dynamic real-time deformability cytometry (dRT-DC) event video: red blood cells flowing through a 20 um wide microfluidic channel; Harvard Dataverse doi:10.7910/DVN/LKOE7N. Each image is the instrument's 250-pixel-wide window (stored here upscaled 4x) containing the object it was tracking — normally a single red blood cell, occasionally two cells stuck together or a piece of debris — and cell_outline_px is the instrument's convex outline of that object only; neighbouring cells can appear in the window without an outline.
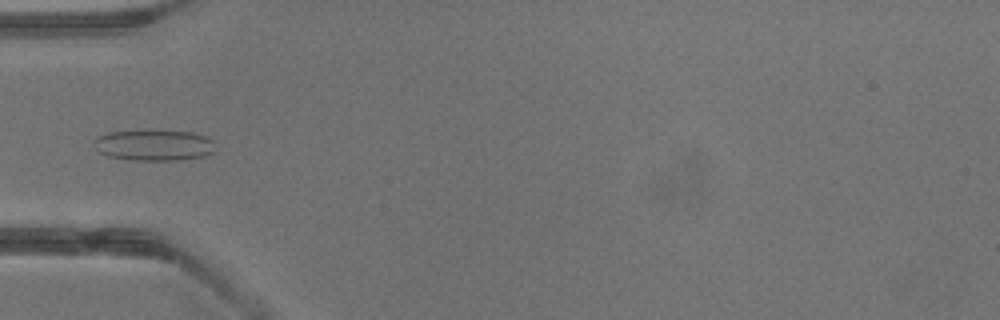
{"species": "common noctule bat (a hibernating species)", "species_latin": "Nyctalus noctula", "temperature_condition": "warm", "stored_images_in_passage": 25, "camera_frame_rate_fps": 3000, "um_per_image_px": 0.085, "animal": {"sex": "male", "body_mass_g": 13.3}, "frame": {"image": 1, "passage_image": 7, "time_ms": 2.0, "image_size_px": [1000, 320], "cell_outline_px": [[212, 152], [204, 156], [180, 160], [132, 160], [108, 156], [100, 152], [92, 144], [92, 140], [108, 132], [152, 128], [196, 132], [208, 136], [212, 140]], "centroid_in_image_um": [13.07, 12.29], "position_along_channel_um": 71.9, "area_um2": 22.66}}
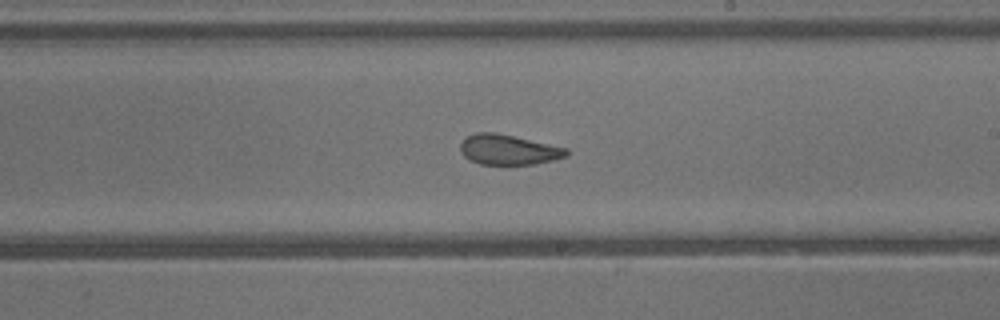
{"frame": {"image": 2, "passage_image": 17, "time_ms": 5.333, "image_size_px": [1000, 320], "cell_outline_px": [[568, 156], [536, 164], [480, 164], [468, 160], [460, 152], [460, 144], [464, 136], [476, 132], [496, 132], [568, 148]], "centroid_in_image_um": [43.18, 12.71], "position_along_channel_um": 245.8, "area_um2": 18.84}}
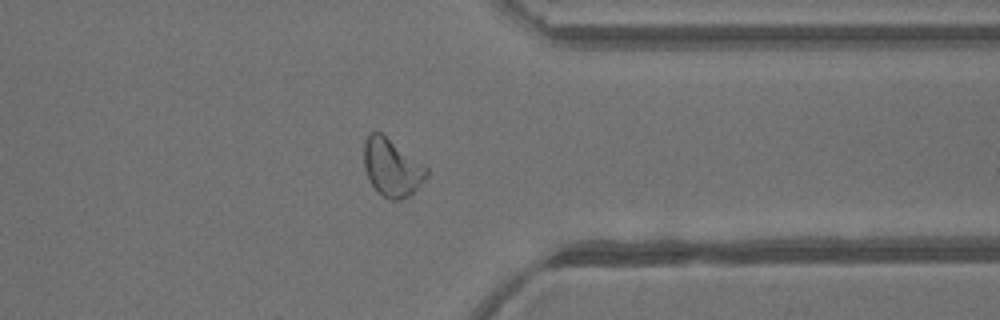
{"frame": {"image": 3, "passage_image": 25, "time_ms": 8.0, "image_size_px": [1000, 320], "cell_outline_px": [[428, 176], [412, 196], [400, 200], [392, 200], [384, 196], [372, 184], [364, 168], [364, 140], [372, 132], [380, 132], [428, 168]], "centroid_in_image_um": [33.33, 14.27], "position_along_channel_um": 378.1, "area_um2": 20.81}}